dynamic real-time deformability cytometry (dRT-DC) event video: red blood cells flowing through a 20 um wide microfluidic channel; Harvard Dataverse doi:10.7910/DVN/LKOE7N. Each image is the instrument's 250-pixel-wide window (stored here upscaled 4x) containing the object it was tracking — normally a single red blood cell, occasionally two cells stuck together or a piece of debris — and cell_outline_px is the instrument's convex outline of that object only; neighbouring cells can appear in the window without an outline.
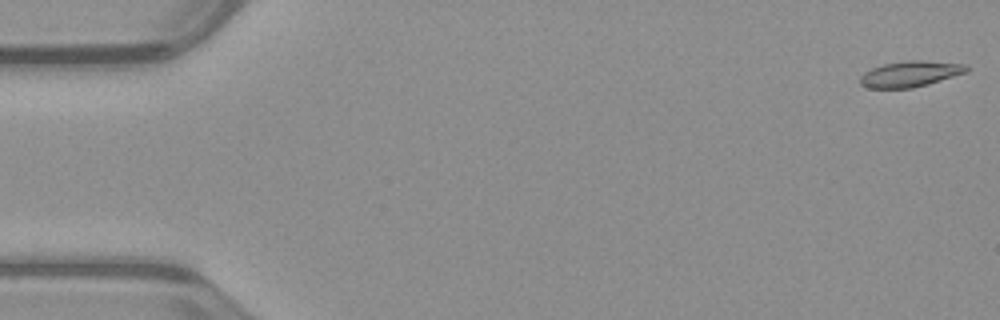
{"species": "common noctule bat (a hibernating species)", "species_latin": "Nyctalus noctula", "temperature_condition": "warm", "stored_images_in_passage": 52, "camera_frame_rate_fps": 3000, "um_per_image_px": 0.085, "animal": {"sex": "male", "body_mass_g": 23.1, "forearm_length_mm": 52.7}, "frame": {"image": 1, "passage_image": 1, "time_ms": 0.0, "image_size_px": [1000, 320], "cell_outline_px": [[968, 72], [928, 84], [912, 88], [868, 88], [860, 84], [860, 76], [864, 72], [872, 68], [884, 64], [908, 60], [924, 60], [968, 64]], "centroid_in_image_um": [77.39, 6.28], "position_along_channel_um": 7.6, "area_um2": 16.13}}
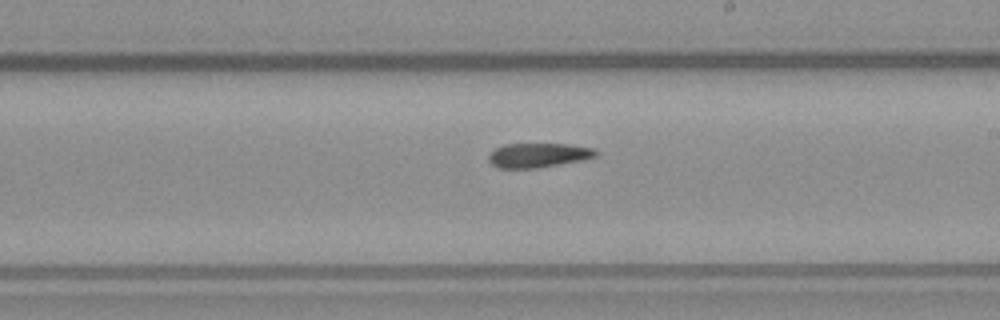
{"frame": {"image": 2, "passage_image": 30, "time_ms": 9.667, "image_size_px": [1000, 320], "cell_outline_px": [[600, 152], [596, 156], [584, 160], [536, 168], [496, 168], [488, 160], [488, 156], [496, 148], [504, 144], [568, 144], [592, 148]], "centroid_in_image_um": [45.76, 13.2], "position_along_channel_um": 243.2, "area_um2": 15.26}}
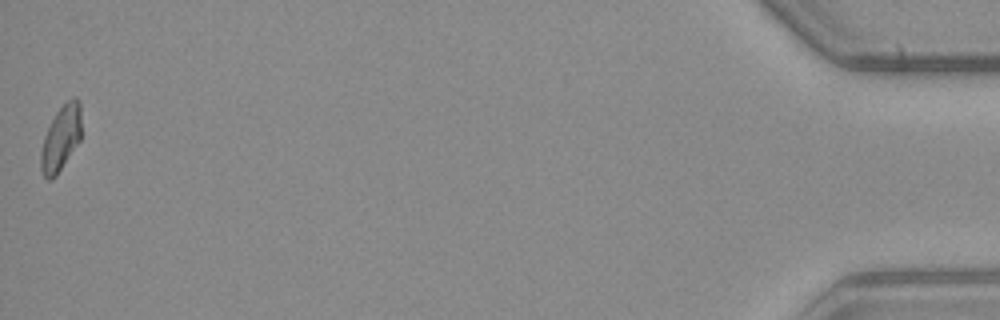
{"frame": {"image": 3, "passage_image": 52, "time_ms": 17.0, "image_size_px": [1000, 320], "cell_outline_px": [[80, 140], [56, 176], [52, 180], [48, 180], [44, 176], [40, 168], [40, 152], [44, 136], [56, 112], [72, 96], [76, 96], [80, 100]], "centroid_in_image_um": [5.16, 11.76], "position_along_channel_um": 430.0, "area_um2": 15.32}}